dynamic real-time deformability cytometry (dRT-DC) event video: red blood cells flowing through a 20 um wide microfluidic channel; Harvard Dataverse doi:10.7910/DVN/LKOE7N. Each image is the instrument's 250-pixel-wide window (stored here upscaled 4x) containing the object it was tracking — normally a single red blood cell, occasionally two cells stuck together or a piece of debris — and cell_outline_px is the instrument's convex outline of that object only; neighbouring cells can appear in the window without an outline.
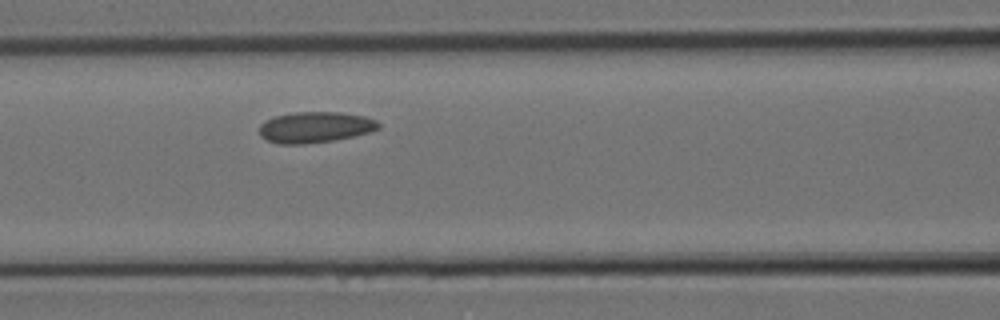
{"species": "Egyptian fruit bat (a non-hibernating species)", "species_latin": "Rousettus aegyptiacus", "temperature_condition": "room temperature", "stored_images_in_passage": 5, "camera_frame_rate_fps": 3000, "um_per_image_px": 0.085, "animal": {"sex": "female"}, "frame": {"image": 1, "passage_image": 5, "time_ms": 1.333, "image_size_px": [1000, 320], "cell_outline_px": [[380, 128], [368, 132], [352, 136], [332, 140], [304, 144], [280, 144], [268, 140], [260, 136], [260, 124], [264, 120], [276, 116], [296, 112], [340, 112], [364, 116], [376, 120], [380, 124]], "centroid_in_image_um": [26.77, 10.81], "position_along_channel_um": 139.8, "area_um2": 21.33}}